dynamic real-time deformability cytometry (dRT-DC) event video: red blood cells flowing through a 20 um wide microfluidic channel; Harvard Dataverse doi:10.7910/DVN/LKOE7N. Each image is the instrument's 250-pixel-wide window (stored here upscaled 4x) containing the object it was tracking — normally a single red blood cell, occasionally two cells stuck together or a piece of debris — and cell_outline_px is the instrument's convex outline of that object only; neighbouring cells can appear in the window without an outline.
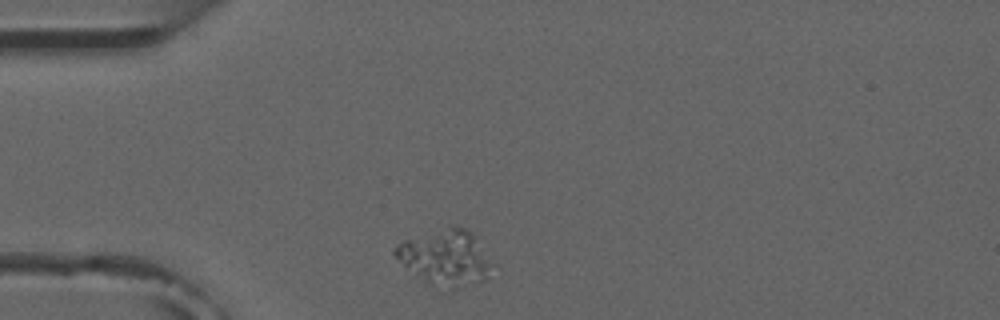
{"species": "common noctule bat (a hibernating species)", "species_latin": "Nyctalus noctula", "temperature_condition": "room temperature", "stored_images_in_passage": 8, "camera_frame_rate_fps": 3000, "um_per_image_px": 0.085, "animal": {"sex": "male", "forearm_length_mm": 52.5}, "frame": {"image": 1, "passage_image": 1, "time_ms": 0.0, "image_size_px": [1000, 320], "cell_outline_px": [[500, 268], [484, 280], [452, 292], [444, 292], [428, 284], [404, 264], [392, 252], [404, 240], [448, 224], [456, 224], [468, 228], [472, 232]], "centroid_in_image_um": [38.02, 21.92], "position_along_channel_um": 47.0, "area_um2": 33.0}}
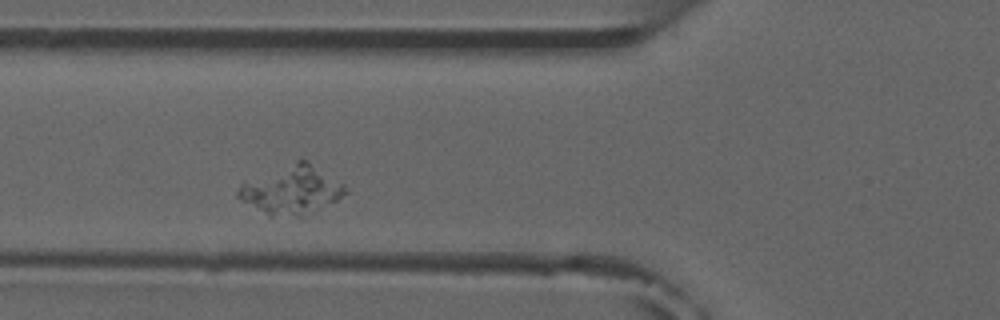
{"frame": {"image": 2, "passage_image": 3, "time_ms": 2.0, "image_size_px": [1000, 320], "cell_outline_px": [[348, 192], [336, 200], [296, 216], [268, 216], [240, 200], [236, 196], [236, 192], [240, 184], [296, 160], [308, 160], [344, 184], [348, 188]], "centroid_in_image_um": [24.76, 16.13], "position_along_channel_um": 101.0, "area_um2": 29.59}}
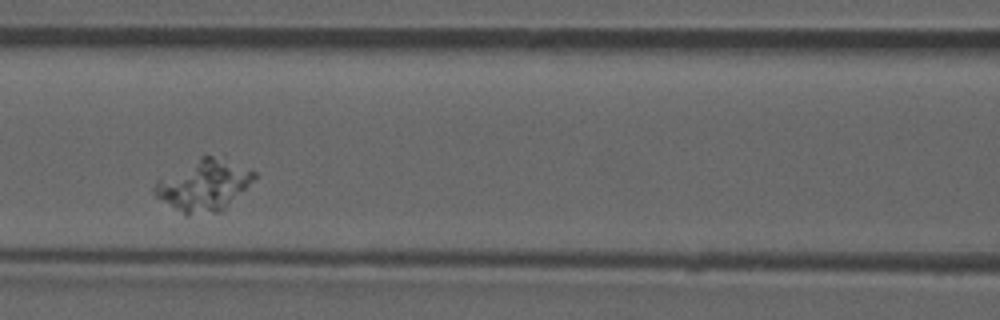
{"frame": {"image": 3, "passage_image": 4, "time_ms": 3.333, "image_size_px": [1000, 320], "cell_outline_px": [[256, 176], [220, 212], [188, 216], [184, 216], [156, 196], [152, 192], [152, 188], [156, 180], [200, 156], [224, 152], [256, 172]], "centroid_in_image_um": [17.32, 15.68], "position_along_channel_um": 149.3, "area_um2": 30.58}}